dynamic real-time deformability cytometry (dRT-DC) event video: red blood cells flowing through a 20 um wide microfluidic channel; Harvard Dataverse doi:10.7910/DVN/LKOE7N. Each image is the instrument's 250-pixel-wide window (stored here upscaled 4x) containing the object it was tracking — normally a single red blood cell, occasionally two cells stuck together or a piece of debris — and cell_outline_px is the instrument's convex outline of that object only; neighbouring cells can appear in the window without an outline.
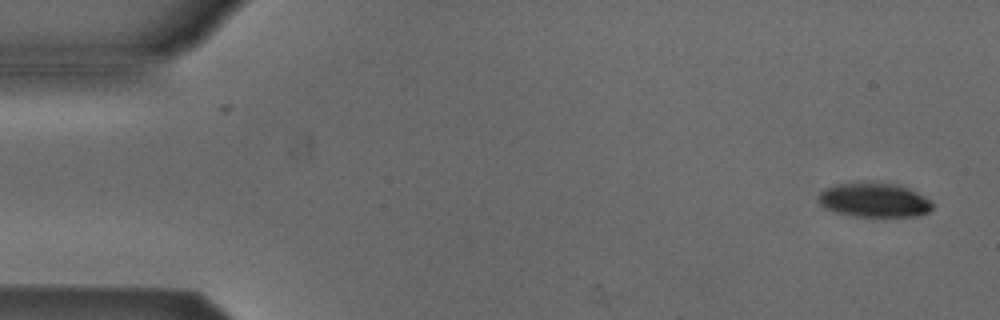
{"species": "Egyptian fruit bat (a non-hibernating species)", "species_latin": "Rousettus aegyptiacus", "temperature_condition": "cold", "stored_images_in_passage": 2, "camera_frame_rate_fps": 3000, "um_per_image_px": 0.085, "animal": {"sex": "male"}, "frame": {"image": 1, "passage_image": 2, "time_ms": 1.0, "image_size_px": [1000, 320], "cell_outline_px": [[932, 208], [928, 212], [916, 216], [856, 216], [836, 212], [824, 208], [820, 204], [820, 192], [824, 188], [836, 184], [856, 180], [876, 180], [900, 184], [924, 196], [932, 204]], "centroid_in_image_um": [74.27, 16.94], "position_along_channel_um": 10.7, "area_um2": 23.35}}